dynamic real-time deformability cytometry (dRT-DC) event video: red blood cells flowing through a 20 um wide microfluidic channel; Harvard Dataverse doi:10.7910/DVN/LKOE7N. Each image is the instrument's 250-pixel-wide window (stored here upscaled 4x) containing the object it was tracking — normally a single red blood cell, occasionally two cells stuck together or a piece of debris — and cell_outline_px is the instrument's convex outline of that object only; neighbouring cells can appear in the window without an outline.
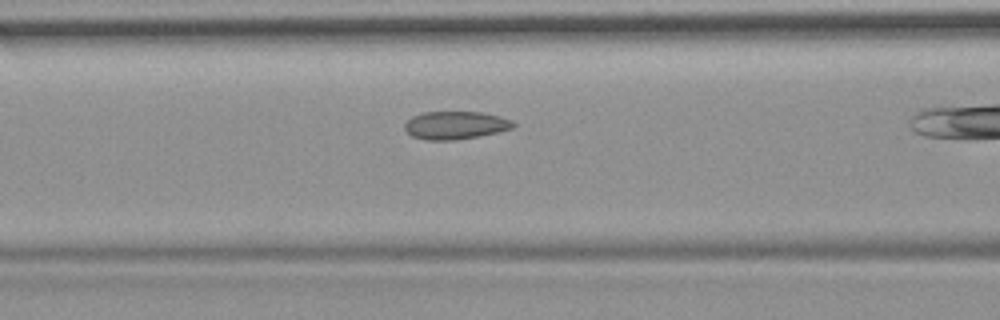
{"species": "common noctule bat (a hibernating species)", "species_latin": "Nyctalus noctula", "temperature_condition": "room temperature", "stored_images_in_passage": 39, "camera_frame_rate_fps": 3000, "um_per_image_px": 0.085, "animal": {"sex": "female", "body_mass_g": 19.9}, "frame": {"image": 1, "passage_image": 17, "time_ms": 5.333, "image_size_px": [1000, 320], "cell_outline_px": [[516, 124], [512, 128], [500, 132], [480, 136], [456, 140], [424, 140], [412, 136], [404, 128], [404, 124], [412, 116], [424, 112], [480, 112], [500, 116], [512, 120]], "centroid_in_image_um": [38.72, 10.65], "position_along_channel_um": 127.9, "area_um2": 17.8}}
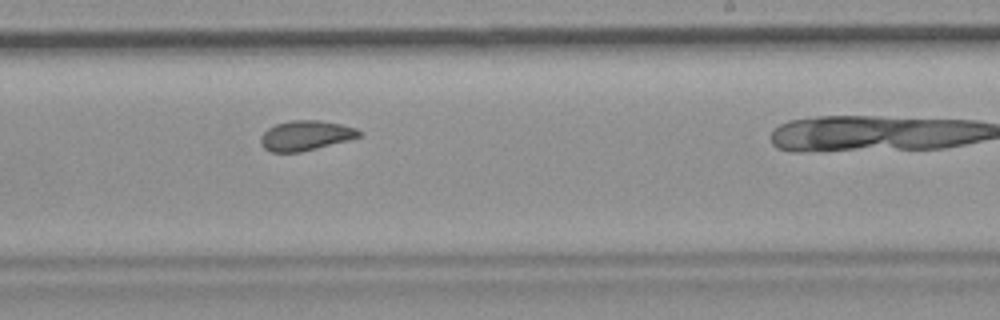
{"frame": {"image": 2, "passage_image": 28, "time_ms": 9.0, "image_size_px": [1000, 320], "cell_outline_px": [[360, 136], [348, 140], [300, 152], [272, 152], [264, 148], [260, 144], [260, 136], [268, 128], [276, 124], [292, 120], [320, 120], [340, 124], [356, 128], [360, 132]], "centroid_in_image_um": [25.94, 11.52], "position_along_channel_um": 263.1, "area_um2": 16.99}}